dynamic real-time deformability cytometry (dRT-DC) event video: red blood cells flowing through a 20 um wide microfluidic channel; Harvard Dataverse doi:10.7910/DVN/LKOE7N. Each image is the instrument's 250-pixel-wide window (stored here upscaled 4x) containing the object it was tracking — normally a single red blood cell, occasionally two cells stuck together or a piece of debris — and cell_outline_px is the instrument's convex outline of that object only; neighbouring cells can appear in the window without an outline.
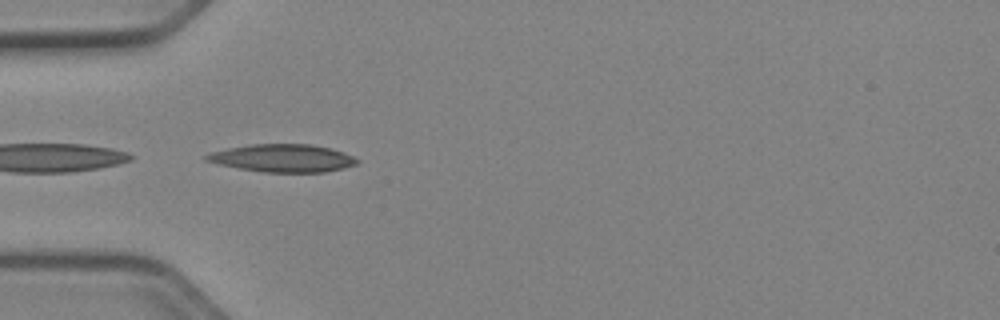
{"species": "Egyptian fruit bat (a non-hibernating species)", "species_latin": "Rousettus aegyptiacus", "temperature_condition": "cold", "stored_images_in_passage": 3, "camera_frame_rate_fps": 3000, "um_per_image_px": 0.085, "animal": {"sex": "female"}, "frame": {"image": 1, "passage_image": 1, "time_ms": 0.0, "image_size_px": [1000, 320], "cell_outline_px": [[360, 160], [356, 164], [324, 172], [264, 172], [240, 168], [220, 164], [204, 160], [204, 156], [212, 152], [228, 148], [252, 144], [312, 144], [332, 148], [344, 152]], "centroid_in_image_um": [24.04, 13.43], "position_along_channel_um": 61.0, "area_um2": 24.16}}